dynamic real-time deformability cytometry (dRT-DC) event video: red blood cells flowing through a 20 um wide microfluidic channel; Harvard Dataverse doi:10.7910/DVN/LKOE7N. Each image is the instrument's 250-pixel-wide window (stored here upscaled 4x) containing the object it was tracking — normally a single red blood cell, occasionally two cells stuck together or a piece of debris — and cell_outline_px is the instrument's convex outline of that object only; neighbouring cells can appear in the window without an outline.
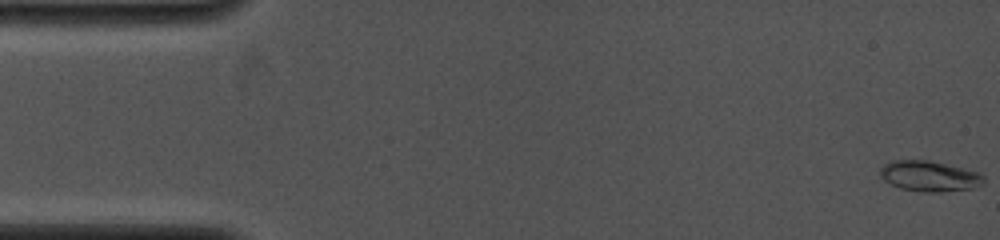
{"species": "common noctule bat (a hibernating species)", "species_latin": "Nyctalus noctula", "temperature_condition": "cold", "stored_images_in_passage": 29, "camera_frame_rate_fps": 4000, "um_per_image_px": 0.085, "animal": {"sex": "female", "body_mass_g": 19.0, "forearm_length_mm": 53.3}, "frame": {"image": 1, "passage_image": 1, "time_ms": 0.0, "image_size_px": [1000, 240], "cell_outline_px": [[984, 184], [972, 188], [940, 192], [924, 192], [900, 188], [884, 180], [880, 176], [880, 168], [884, 164], [892, 160], [928, 160], [976, 172], [984, 176]], "centroid_in_image_um": [78.97, 14.97], "position_along_channel_um": 6.0, "area_um2": 18.21}}
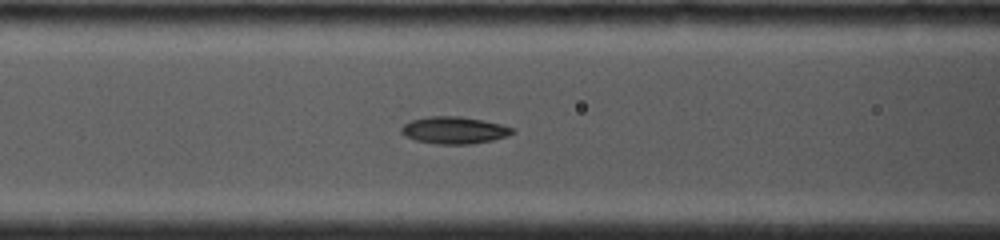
{"frame": {"image": 2, "passage_image": 20, "time_ms": 6.0, "image_size_px": [1000, 240], "cell_outline_px": [[516, 132], [508, 136], [492, 140], [472, 144], [436, 144], [416, 140], [404, 136], [400, 132], [400, 128], [404, 124], [412, 120], [428, 116], [460, 116], [484, 120], [516, 128]], "centroid_in_image_um": [38.63, 11.07], "position_along_channel_um": 128.0, "area_um2": 17.74}}
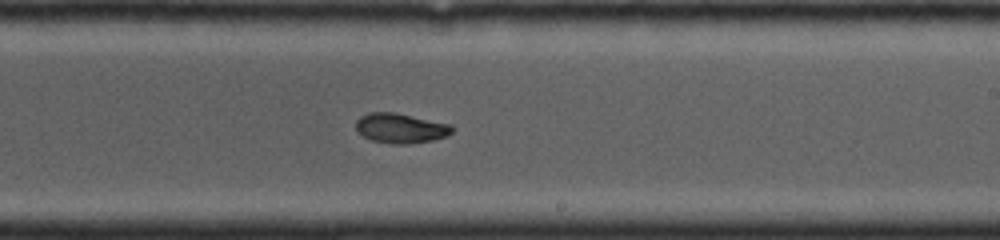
{"frame": {"image": 3, "passage_image": 29, "time_ms": 9.0, "image_size_px": [1000, 240], "cell_outline_px": [[456, 128], [448, 136], [432, 140], [404, 144], [392, 144], [372, 140], [356, 132], [356, 120], [360, 116], [368, 112], [396, 112], [452, 124]], "centroid_in_image_um": [34.07, 10.88], "position_along_channel_um": 254.9, "area_um2": 16.99}}